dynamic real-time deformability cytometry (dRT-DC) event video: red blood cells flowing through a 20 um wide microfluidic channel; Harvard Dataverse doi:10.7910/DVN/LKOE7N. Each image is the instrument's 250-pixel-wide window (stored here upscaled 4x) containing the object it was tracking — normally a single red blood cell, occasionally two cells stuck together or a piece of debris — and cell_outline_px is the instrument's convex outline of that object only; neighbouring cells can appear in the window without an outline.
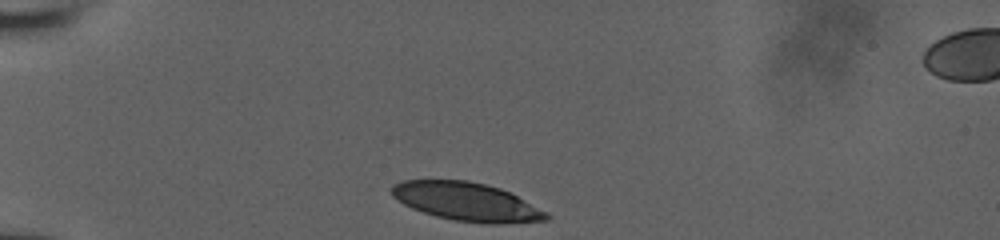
{"species": "human", "species_latin": "Homo sapiens", "temperature_condition": "room temperature", "stored_images_in_passage": 6, "camera_frame_rate_fps": 3000, "um_per_image_px": 0.085, "donor": {"sex": "male"}, "frame": {"image": 1, "passage_image": 1, "time_ms": 0.0, "image_size_px": [1000, 240], "cell_outline_px": [[552, 216], [548, 220], [496, 224], [488, 224], [452, 220], [436, 216], [412, 208], [396, 200], [392, 196], [392, 184], [404, 180], [468, 180], [500, 188], [548, 212]], "centroid_in_image_um": [39.66, 17.15], "position_along_channel_um": 45.3, "area_um2": 34.56}}